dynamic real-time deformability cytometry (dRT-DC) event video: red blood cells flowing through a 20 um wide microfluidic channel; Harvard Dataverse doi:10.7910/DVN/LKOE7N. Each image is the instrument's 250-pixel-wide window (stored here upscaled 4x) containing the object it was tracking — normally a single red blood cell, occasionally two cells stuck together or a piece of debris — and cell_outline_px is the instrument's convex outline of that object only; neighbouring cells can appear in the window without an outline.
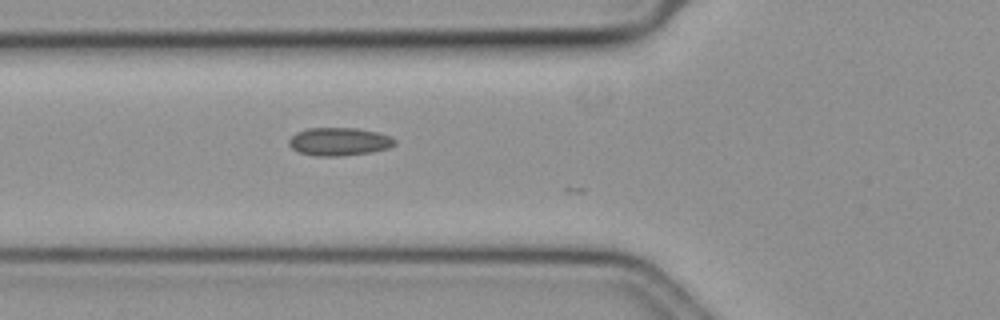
{"species": "common noctule bat (a hibernating species)", "species_latin": "Nyctalus noctula", "temperature_condition": "cold", "stored_images_in_passage": 4, "camera_frame_rate_fps": 3000, "um_per_image_px": 0.085, "animal": {"sex": "female", "body_mass_g": 19.3, "forearm_length_mm": 54.1}, "frame": {"image": 1, "passage_image": 2, "time_ms": 0.333, "image_size_px": [1000, 320], "cell_outline_px": [[396, 144], [388, 148], [368, 152], [336, 156], [316, 156], [300, 152], [292, 148], [288, 144], [288, 140], [296, 132], [308, 128], [356, 128], [376, 132], [392, 136], [396, 140]], "centroid_in_image_um": [28.82, 12.02], "position_along_channel_um": 97.0, "area_um2": 17.17}}